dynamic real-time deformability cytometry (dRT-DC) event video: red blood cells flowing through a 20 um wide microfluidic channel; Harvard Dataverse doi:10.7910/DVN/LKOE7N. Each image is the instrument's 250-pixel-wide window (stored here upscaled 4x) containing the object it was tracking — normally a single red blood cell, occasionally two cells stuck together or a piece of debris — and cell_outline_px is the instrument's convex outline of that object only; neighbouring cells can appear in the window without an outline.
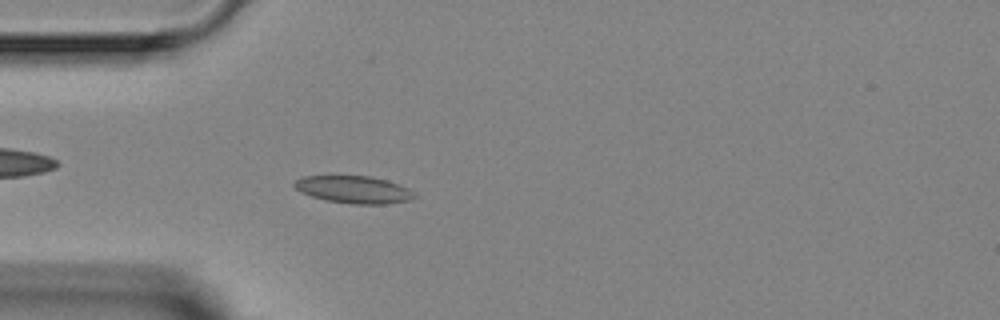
{"species": "Egyptian fruit bat (a non-hibernating species)", "species_latin": "Rousettus aegyptiacus", "temperature_condition": "room temperature", "stored_images_in_passage": 3, "camera_frame_rate_fps": 3000, "um_per_image_px": 0.085, "animal": {"sex": "female"}, "frame": {"image": 1, "passage_image": 3, "time_ms": 2.333, "image_size_px": [1000, 320], "cell_outline_px": [[416, 196], [408, 200], [384, 204], [352, 204], [324, 200], [300, 192], [292, 184], [296, 180], [304, 176], [372, 176], [388, 180], [408, 188], [416, 192]], "centroid_in_image_um": [30.08, 16.11], "position_along_channel_um": 54.9, "area_um2": 19.19}}